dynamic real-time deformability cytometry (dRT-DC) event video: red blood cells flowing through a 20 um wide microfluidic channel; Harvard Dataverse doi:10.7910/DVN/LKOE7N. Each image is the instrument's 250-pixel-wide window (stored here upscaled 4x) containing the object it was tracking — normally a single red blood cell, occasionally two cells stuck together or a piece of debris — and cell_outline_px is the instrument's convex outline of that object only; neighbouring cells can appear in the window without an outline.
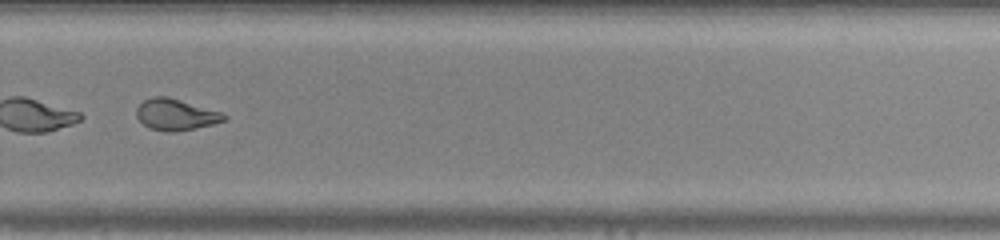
{"species": "common noctule bat (a hibernating species)", "species_latin": "Nyctalus noctula", "temperature_condition": "warm", "stored_images_in_passage": 45, "camera_frame_rate_fps": 3000, "um_per_image_px": 0.085, "animal": {"sex": "male", "body_mass_g": 20.0, "forearm_length_mm": 53.3}, "frame": {"image": 1, "passage_image": 32, "time_ms": 10.333, "image_size_px": [1000, 240], "cell_outline_px": [[228, 116], [224, 120], [212, 124], [196, 128], [176, 132], [164, 132], [148, 128], [136, 116], [136, 108], [144, 100], [152, 96], [168, 96], [224, 112]], "centroid_in_image_um": [14.95, 9.73], "position_along_channel_um": 314.9, "area_um2": 16.24}}